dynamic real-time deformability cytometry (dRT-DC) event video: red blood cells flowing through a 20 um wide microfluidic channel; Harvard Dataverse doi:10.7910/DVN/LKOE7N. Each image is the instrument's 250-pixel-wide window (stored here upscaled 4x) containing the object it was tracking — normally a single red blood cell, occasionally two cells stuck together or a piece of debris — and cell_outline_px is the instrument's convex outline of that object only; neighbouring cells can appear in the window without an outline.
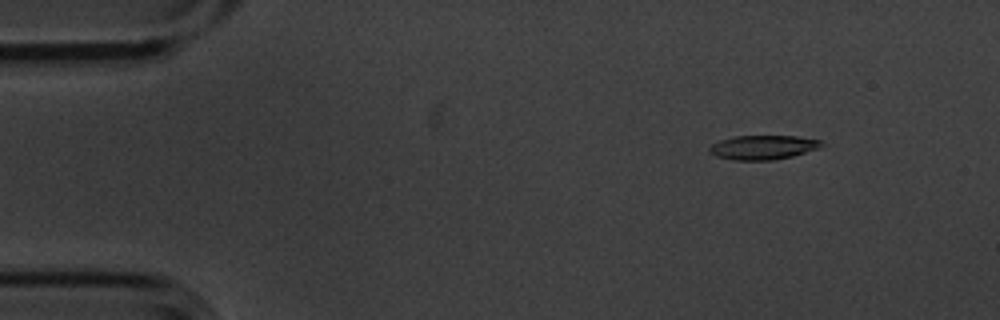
{"species": "common noctule bat (a hibernating species)", "species_latin": "Nyctalus noctula", "temperature_condition": "cold", "stored_images_in_passage": 6, "camera_frame_rate_fps": 3000, "um_per_image_px": 0.085, "animal": {"sex": "male", "body_mass_g": 20.1, "forearm_length_mm": 53.5}, "frame": {"image": 1, "passage_image": 2, "time_ms": 0.333, "image_size_px": [1000, 320], "cell_outline_px": [[824, 144], [820, 148], [792, 156], [772, 160], [732, 160], [716, 156], [708, 152], [708, 148], [712, 144], [720, 140], [732, 136], [796, 136], [824, 140]], "centroid_in_image_um": [64.86, 12.52], "position_along_channel_um": 20.1, "area_um2": 16.01}}
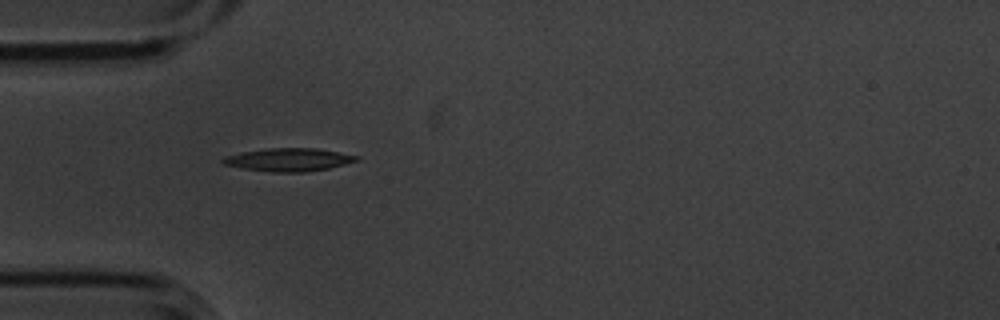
{"frame": {"image": 2, "passage_image": 5, "time_ms": 1.333, "image_size_px": [1000, 320], "cell_outline_px": [[360, 160], [328, 168], [304, 172], [272, 172], [240, 168], [224, 164], [220, 160], [224, 156], [240, 152], [268, 148], [316, 148], [360, 156]], "centroid_in_image_um": [24.51, 13.57], "position_along_channel_um": 60.5, "area_um2": 17.98}}
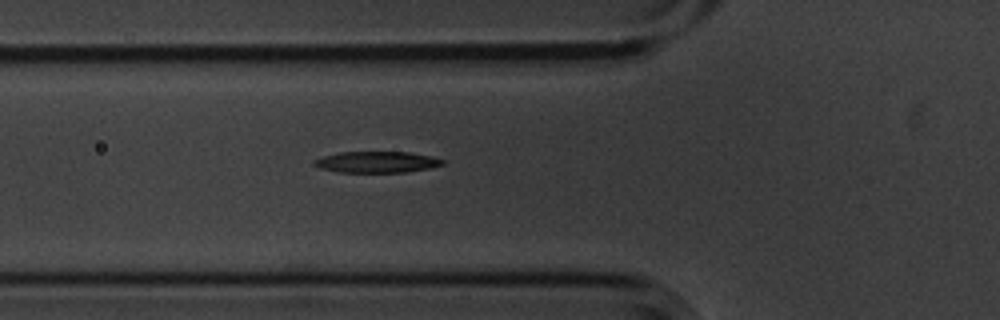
{"frame": {"image": 3, "passage_image": 6, "time_ms": 1.667, "image_size_px": [1000, 320], "cell_outline_px": [[444, 164], [428, 168], [404, 172], [340, 172], [320, 168], [312, 164], [312, 160], [324, 156], [340, 152], [408, 152], [432, 156], [444, 160]], "centroid_in_image_um": [32.0, 13.77], "position_along_channel_um": 93.8, "area_um2": 15.78}}